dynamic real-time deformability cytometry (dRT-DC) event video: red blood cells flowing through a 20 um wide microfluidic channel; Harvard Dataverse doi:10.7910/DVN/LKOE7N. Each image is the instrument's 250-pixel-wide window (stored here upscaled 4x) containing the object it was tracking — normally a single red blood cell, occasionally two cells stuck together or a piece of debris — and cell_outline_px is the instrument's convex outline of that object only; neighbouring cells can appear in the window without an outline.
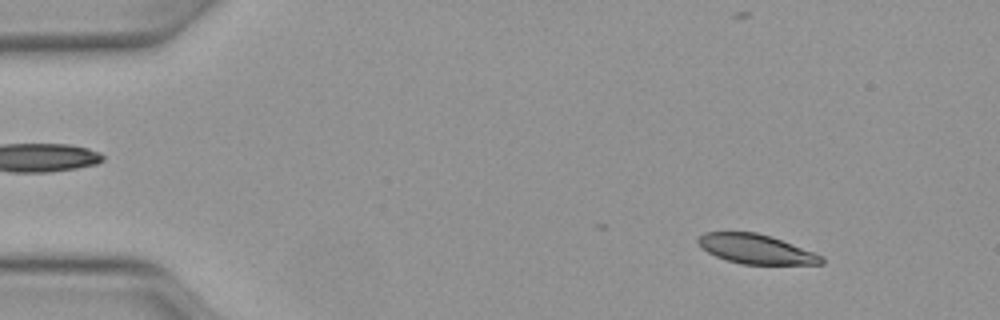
{"species": "Egyptian fruit bat (a non-hibernating species)", "species_latin": "Rousettus aegyptiacus", "temperature_condition": "warm", "stored_images_in_passage": 11, "camera_frame_rate_fps": 3000, "um_per_image_px": 0.085, "animal": {"sex": "female"}, "frame": {"image": 1, "passage_image": 5, "time_ms": 1.333, "image_size_px": [1000, 320], "cell_outline_px": [[824, 264], [740, 264], [716, 256], [708, 252], [696, 240], [704, 232], [756, 232], [772, 236], [824, 256]], "centroid_in_image_um": [64.3, 21.17], "position_along_channel_um": 20.7, "area_um2": 21.04}}